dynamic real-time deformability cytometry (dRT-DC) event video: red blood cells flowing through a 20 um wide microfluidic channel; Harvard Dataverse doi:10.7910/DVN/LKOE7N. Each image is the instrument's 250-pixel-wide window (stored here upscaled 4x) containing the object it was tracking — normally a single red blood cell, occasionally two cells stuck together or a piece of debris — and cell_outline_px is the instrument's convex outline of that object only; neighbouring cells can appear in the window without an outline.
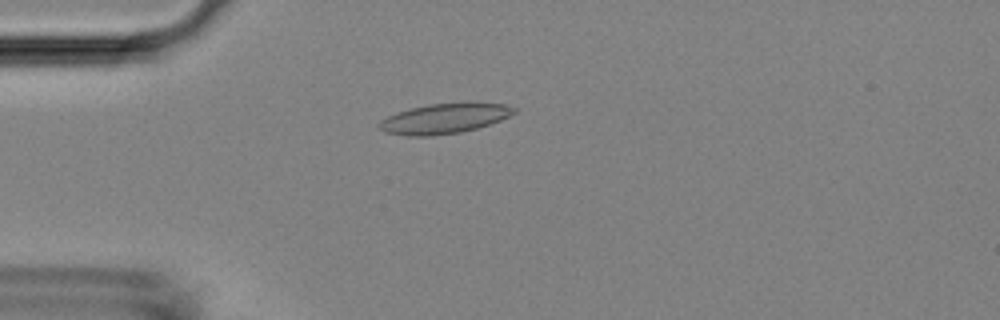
{"species": "Egyptian fruit bat (a non-hibernating species)", "species_latin": "Rousettus aegyptiacus", "temperature_condition": "room temperature", "stored_images_in_passage": 4, "camera_frame_rate_fps": 3000, "um_per_image_px": 0.085, "animal": {"sex": "female"}, "frame": {"image": 1, "passage_image": 4, "time_ms": 3.667, "image_size_px": [1000, 320], "cell_outline_px": [[516, 112], [500, 120], [476, 128], [460, 132], [432, 136], [408, 136], [384, 132], [376, 124], [380, 120], [388, 116], [412, 108], [428, 104], [504, 104], [516, 108]], "centroid_in_image_um": [37.7, 10.1], "position_along_channel_um": 47.3, "area_um2": 22.95}}